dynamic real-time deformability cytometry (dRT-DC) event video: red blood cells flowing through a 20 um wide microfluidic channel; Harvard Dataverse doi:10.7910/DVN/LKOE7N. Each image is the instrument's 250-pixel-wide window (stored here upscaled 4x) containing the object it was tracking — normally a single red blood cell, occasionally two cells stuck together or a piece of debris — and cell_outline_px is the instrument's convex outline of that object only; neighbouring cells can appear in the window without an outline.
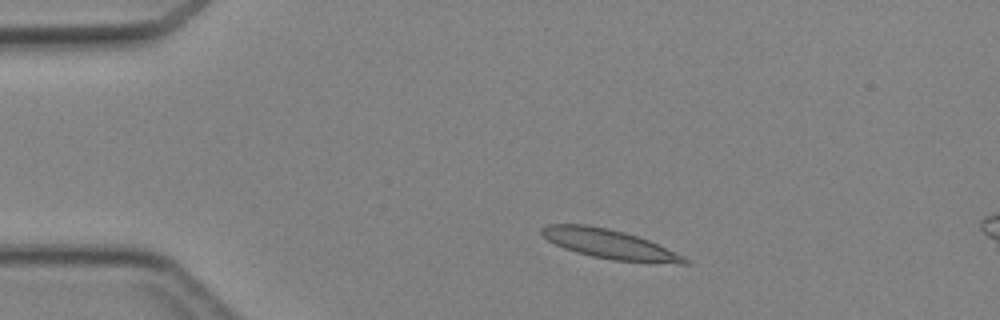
{"species": "Egyptian fruit bat (a non-hibernating species)", "species_latin": "Rousettus aegyptiacus", "temperature_condition": "cold", "stored_images_in_passage": 3, "camera_frame_rate_fps": 3000, "um_per_image_px": 0.085, "animal": {"sex": "female"}, "frame": {"image": 1, "passage_image": 1, "time_ms": 0.0, "image_size_px": [1000, 320], "cell_outline_px": [[692, 264], [680, 264], [612, 260], [592, 256], [576, 252], [564, 248], [548, 240], [540, 232], [540, 228], [548, 224], [584, 224], [624, 232], [648, 240], [684, 256], [692, 260]], "centroid_in_image_um": [51.83, 20.76], "position_along_channel_um": 33.2, "area_um2": 24.22}}